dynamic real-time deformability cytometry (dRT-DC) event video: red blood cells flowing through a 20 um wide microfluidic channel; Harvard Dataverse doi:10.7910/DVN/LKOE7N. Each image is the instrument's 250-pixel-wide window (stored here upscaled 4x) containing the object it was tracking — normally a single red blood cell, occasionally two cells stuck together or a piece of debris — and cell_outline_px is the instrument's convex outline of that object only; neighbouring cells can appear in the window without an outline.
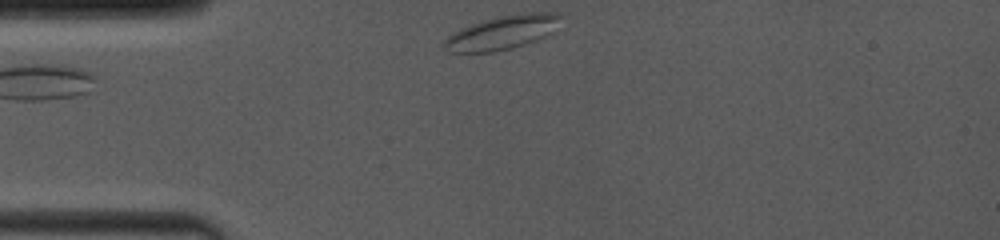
{"species": "common noctule bat (a hibernating species)", "species_latin": "Nyctalus noctula", "temperature_condition": "room temperature", "stored_images_in_passage": 10, "segment_of_instrument_passage": [1, 2], "camera_frame_rate_fps": 4000, "um_per_image_px": 0.085, "animal": {"sex": "female", "body_mass_g": 19.0, "forearm_length_mm": 53.3}, "frame": {"image": 1, "passage_image": 1, "time_ms": 0.0, "image_size_px": [1000, 240], "cell_outline_px": [[564, 16], [552, 32], [536, 40], [512, 48], [492, 52], [448, 52], [440, 44], [452, 32], [472, 24], [500, 16], [528, 12], [560, 12]], "centroid_in_image_um": [42.7, 2.76], "position_along_channel_um": 42.3, "area_um2": 23.0}}
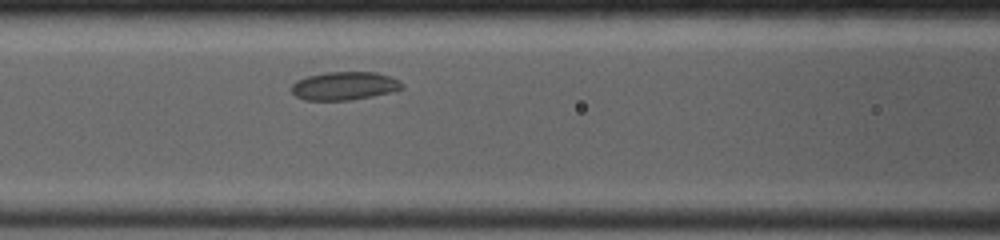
{"frame": {"image": 2, "passage_image": 7, "time_ms": 3.0, "image_size_px": [1000, 240], "cell_outline_px": [[404, 88], [392, 92], [352, 100], [304, 100], [296, 96], [292, 92], [292, 84], [296, 80], [308, 76], [328, 72], [376, 72], [400, 80], [404, 84]], "centroid_in_image_um": [29.3, 7.3], "position_along_channel_um": 137.3, "area_um2": 18.26}}
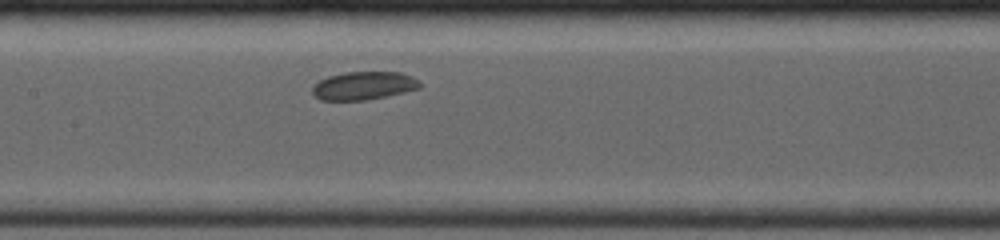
{"frame": {"image": 3, "passage_image": 9, "time_ms": 4.0, "image_size_px": [1000, 240], "cell_outline_px": [[420, 88], [404, 92], [364, 100], [320, 100], [312, 92], [312, 88], [320, 80], [328, 76], [344, 72], [400, 72], [412, 76], [420, 80]], "centroid_in_image_um": [30.93, 7.27], "position_along_channel_um": 176.5, "area_um2": 17.51}}